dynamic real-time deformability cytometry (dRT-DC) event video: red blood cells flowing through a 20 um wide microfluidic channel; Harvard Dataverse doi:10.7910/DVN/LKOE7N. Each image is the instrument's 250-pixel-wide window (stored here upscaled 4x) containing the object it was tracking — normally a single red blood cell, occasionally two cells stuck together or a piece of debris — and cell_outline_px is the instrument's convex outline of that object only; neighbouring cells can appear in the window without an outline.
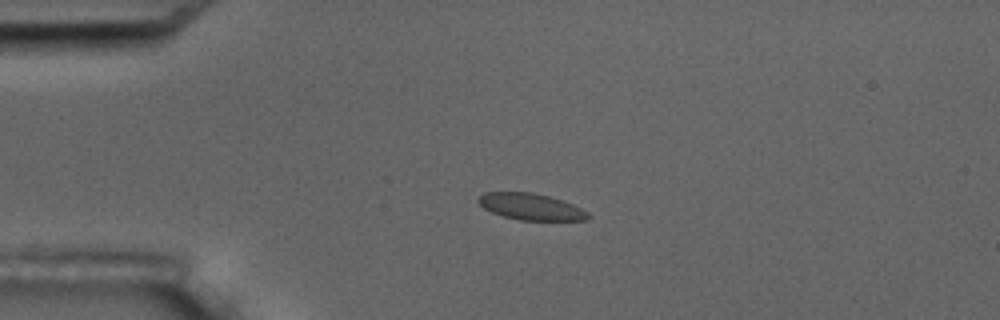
{"species": "common noctule bat (a hibernating species)", "species_latin": "Nyctalus noctula", "temperature_condition": "room temperature", "stored_images_in_passage": 2, "camera_frame_rate_fps": 3000, "um_per_image_px": 0.085, "animal": {"sex": "male", "body_mass_g": 17.5, "forearm_length_mm": 52.3}, "frame": {"image": 1, "passage_image": 1, "time_ms": 0.0, "image_size_px": [1000, 320], "cell_outline_px": [[592, 216], [588, 220], [520, 220], [504, 216], [492, 212], [484, 208], [476, 200], [484, 192], [532, 192], [548, 196], [572, 204], [588, 212]], "centroid_in_image_um": [45.13, 17.57], "position_along_channel_um": 39.9, "area_um2": 16.82}}